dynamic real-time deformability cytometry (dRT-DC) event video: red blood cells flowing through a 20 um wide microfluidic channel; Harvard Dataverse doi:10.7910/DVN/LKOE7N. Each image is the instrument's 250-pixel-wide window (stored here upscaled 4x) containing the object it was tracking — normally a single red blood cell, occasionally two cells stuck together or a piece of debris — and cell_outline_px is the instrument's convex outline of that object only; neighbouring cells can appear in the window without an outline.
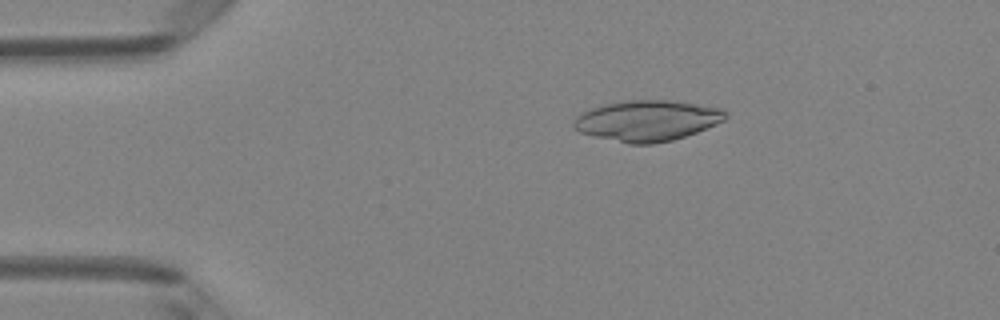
{"species": "Egyptian fruit bat (a non-hibernating species)", "species_latin": "Rousettus aegyptiacus", "temperature_condition": "room temperature", "stored_images_in_passage": 48, "camera_frame_rate_fps": 3000, "um_per_image_px": 0.085, "animal": {"sex": "female"}, "frame": {"image": 1, "passage_image": 9, "time_ms": 2.667, "image_size_px": [1000, 320], "cell_outline_px": [[728, 116], [724, 120], [716, 124], [696, 132], [672, 140], [652, 144], [628, 144], [592, 136], [580, 132], [572, 128], [572, 120], [580, 112], [604, 104], [624, 100], [668, 100], [696, 104], [720, 108], [728, 112]], "centroid_in_image_um": [54.96, 10.26], "position_along_channel_um": 30.0, "area_um2": 36.24}}
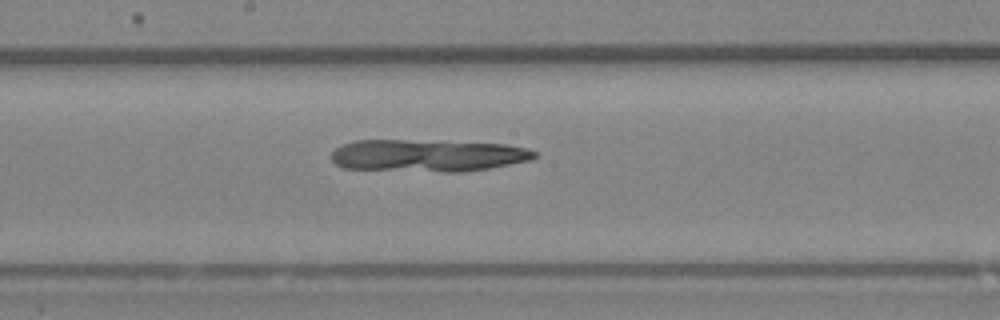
{"frame": {"image": 2, "passage_image": 26, "time_ms": 8.333, "image_size_px": [1000, 320], "cell_outline_px": [[540, 156], [532, 160], [488, 168], [464, 172], [440, 172], [344, 168], [336, 164], [332, 160], [332, 152], [336, 148], [344, 144], [356, 140], [440, 140], [504, 144], [528, 148], [536, 152]], "centroid_in_image_um": [36.41, 13.21], "position_along_channel_um": 211.8, "area_um2": 38.61}}
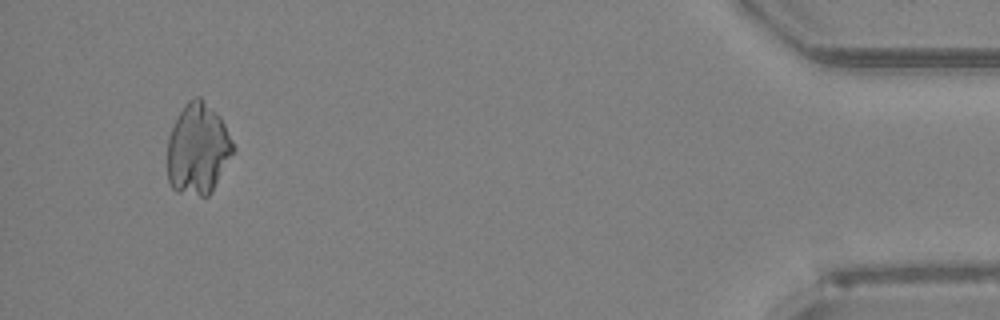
{"frame": {"image": 3, "passage_image": 46, "time_ms": 15.0, "image_size_px": [1000, 320], "cell_outline_px": [[232, 152], [212, 192], [208, 196], [200, 196], [176, 192], [172, 188], [168, 180], [168, 136], [180, 112], [188, 100], [196, 96], [200, 96], [220, 116], [232, 140]], "centroid_in_image_um": [16.79, 12.67], "position_along_channel_um": 418.4, "area_um2": 34.51}}